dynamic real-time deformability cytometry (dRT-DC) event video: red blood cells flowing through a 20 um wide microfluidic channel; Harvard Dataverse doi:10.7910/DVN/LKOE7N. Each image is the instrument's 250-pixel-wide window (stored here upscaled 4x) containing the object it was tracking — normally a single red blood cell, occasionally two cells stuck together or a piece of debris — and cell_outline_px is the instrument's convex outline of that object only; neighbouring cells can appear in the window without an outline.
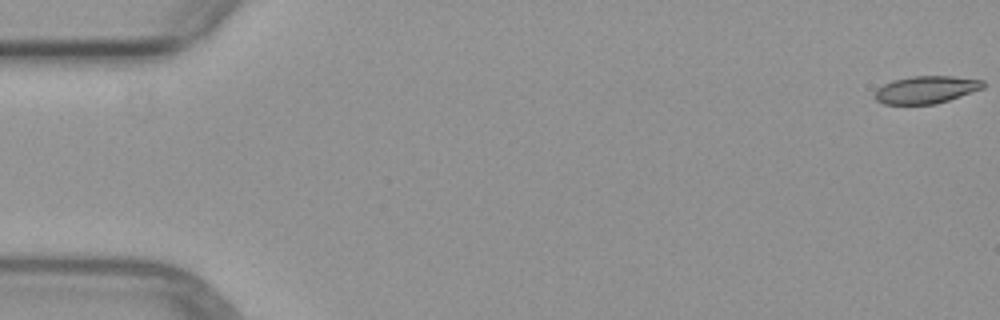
{"species": "common noctule bat (a hibernating species)", "species_latin": "Nyctalus noctula", "temperature_condition": "warm", "stored_images_in_passage": 3, "camera_frame_rate_fps": 3000, "um_per_image_px": 0.085, "animal": {"sex": "female", "body_mass_g": 29.2, "forearm_length_mm": 56.3}, "frame": {"image": 1, "passage_image": 1, "time_ms": 0.0, "image_size_px": [1000, 320], "cell_outline_px": [[984, 88], [936, 104], [884, 104], [876, 100], [876, 88], [892, 80], [912, 76], [952, 76], [984, 80]], "centroid_in_image_um": [78.72, 7.62], "position_along_channel_um": 6.3, "area_um2": 17.28}}